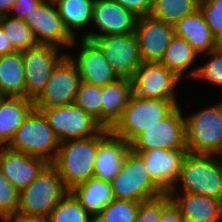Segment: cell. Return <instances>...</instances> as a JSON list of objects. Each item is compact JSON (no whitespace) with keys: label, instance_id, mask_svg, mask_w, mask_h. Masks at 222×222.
I'll use <instances>...</instances> for the list:
<instances>
[{"label":"cell","instance_id":"1","mask_svg":"<svg viewBox=\"0 0 222 222\" xmlns=\"http://www.w3.org/2000/svg\"><path fill=\"white\" fill-rule=\"evenodd\" d=\"M178 182L179 186H174L172 190L181 186L179 189L182 192L222 200V159L220 155L188 152L182 163Z\"/></svg>","mask_w":222,"mask_h":222},{"label":"cell","instance_id":"2","mask_svg":"<svg viewBox=\"0 0 222 222\" xmlns=\"http://www.w3.org/2000/svg\"><path fill=\"white\" fill-rule=\"evenodd\" d=\"M68 191L57 168L48 163L27 187L20 190L17 214L47 218Z\"/></svg>","mask_w":222,"mask_h":222},{"label":"cell","instance_id":"3","mask_svg":"<svg viewBox=\"0 0 222 222\" xmlns=\"http://www.w3.org/2000/svg\"><path fill=\"white\" fill-rule=\"evenodd\" d=\"M97 148L98 133L88 138L60 143L52 164L68 190L93 177Z\"/></svg>","mask_w":222,"mask_h":222},{"label":"cell","instance_id":"4","mask_svg":"<svg viewBox=\"0 0 222 222\" xmlns=\"http://www.w3.org/2000/svg\"><path fill=\"white\" fill-rule=\"evenodd\" d=\"M177 105V99H145L132 94L121 118L110 131L131 143L142 131L163 119Z\"/></svg>","mask_w":222,"mask_h":222},{"label":"cell","instance_id":"5","mask_svg":"<svg viewBox=\"0 0 222 222\" xmlns=\"http://www.w3.org/2000/svg\"><path fill=\"white\" fill-rule=\"evenodd\" d=\"M60 141L38 109H33L16 130L8 147L52 163L56 158Z\"/></svg>","mask_w":222,"mask_h":222},{"label":"cell","instance_id":"6","mask_svg":"<svg viewBox=\"0 0 222 222\" xmlns=\"http://www.w3.org/2000/svg\"><path fill=\"white\" fill-rule=\"evenodd\" d=\"M185 124L190 153H222V100L186 116Z\"/></svg>","mask_w":222,"mask_h":222},{"label":"cell","instance_id":"7","mask_svg":"<svg viewBox=\"0 0 222 222\" xmlns=\"http://www.w3.org/2000/svg\"><path fill=\"white\" fill-rule=\"evenodd\" d=\"M114 199L142 201L164 191L151 179L143 159L132 150L122 163L121 169L110 181Z\"/></svg>","mask_w":222,"mask_h":222},{"label":"cell","instance_id":"8","mask_svg":"<svg viewBox=\"0 0 222 222\" xmlns=\"http://www.w3.org/2000/svg\"><path fill=\"white\" fill-rule=\"evenodd\" d=\"M182 112L179 105L175 106L163 119L142 131L130 143L131 150L188 149L185 115Z\"/></svg>","mask_w":222,"mask_h":222},{"label":"cell","instance_id":"9","mask_svg":"<svg viewBox=\"0 0 222 222\" xmlns=\"http://www.w3.org/2000/svg\"><path fill=\"white\" fill-rule=\"evenodd\" d=\"M35 109L42 112L60 143L91 137L103 128L75 103Z\"/></svg>","mask_w":222,"mask_h":222},{"label":"cell","instance_id":"10","mask_svg":"<svg viewBox=\"0 0 222 222\" xmlns=\"http://www.w3.org/2000/svg\"><path fill=\"white\" fill-rule=\"evenodd\" d=\"M61 48L52 44H38L22 51L25 97L35 100L51 77L54 67L67 55Z\"/></svg>","mask_w":222,"mask_h":222},{"label":"cell","instance_id":"11","mask_svg":"<svg viewBox=\"0 0 222 222\" xmlns=\"http://www.w3.org/2000/svg\"><path fill=\"white\" fill-rule=\"evenodd\" d=\"M89 40L100 49L119 78L131 79L143 63L135 33L92 37Z\"/></svg>","mask_w":222,"mask_h":222},{"label":"cell","instance_id":"12","mask_svg":"<svg viewBox=\"0 0 222 222\" xmlns=\"http://www.w3.org/2000/svg\"><path fill=\"white\" fill-rule=\"evenodd\" d=\"M31 28L38 44L75 47L77 40L66 31L53 0H42L23 19Z\"/></svg>","mask_w":222,"mask_h":222},{"label":"cell","instance_id":"13","mask_svg":"<svg viewBox=\"0 0 222 222\" xmlns=\"http://www.w3.org/2000/svg\"><path fill=\"white\" fill-rule=\"evenodd\" d=\"M80 81L77 66L66 55L54 67L44 89L33 101L34 107H53L74 103Z\"/></svg>","mask_w":222,"mask_h":222},{"label":"cell","instance_id":"14","mask_svg":"<svg viewBox=\"0 0 222 222\" xmlns=\"http://www.w3.org/2000/svg\"><path fill=\"white\" fill-rule=\"evenodd\" d=\"M180 81L159 62H143L131 78L133 95L145 99H178L175 89Z\"/></svg>","mask_w":222,"mask_h":222},{"label":"cell","instance_id":"15","mask_svg":"<svg viewBox=\"0 0 222 222\" xmlns=\"http://www.w3.org/2000/svg\"><path fill=\"white\" fill-rule=\"evenodd\" d=\"M144 162L151 179L164 191L170 192L177 181L188 149H161L133 151Z\"/></svg>","mask_w":222,"mask_h":222},{"label":"cell","instance_id":"16","mask_svg":"<svg viewBox=\"0 0 222 222\" xmlns=\"http://www.w3.org/2000/svg\"><path fill=\"white\" fill-rule=\"evenodd\" d=\"M138 16L123 8L113 0H95L93 5L92 24L99 32H86L82 38L91 39L107 35L132 34L135 32Z\"/></svg>","mask_w":222,"mask_h":222},{"label":"cell","instance_id":"17","mask_svg":"<svg viewBox=\"0 0 222 222\" xmlns=\"http://www.w3.org/2000/svg\"><path fill=\"white\" fill-rule=\"evenodd\" d=\"M134 33L143 62H159L174 36V28L148 15L138 17Z\"/></svg>","mask_w":222,"mask_h":222},{"label":"cell","instance_id":"18","mask_svg":"<svg viewBox=\"0 0 222 222\" xmlns=\"http://www.w3.org/2000/svg\"><path fill=\"white\" fill-rule=\"evenodd\" d=\"M77 57L67 53L78 68L81 81L97 86H105L115 82L119 76L112 70L110 64L100 49L89 39L82 38Z\"/></svg>","mask_w":222,"mask_h":222},{"label":"cell","instance_id":"19","mask_svg":"<svg viewBox=\"0 0 222 222\" xmlns=\"http://www.w3.org/2000/svg\"><path fill=\"white\" fill-rule=\"evenodd\" d=\"M130 150L128 141L115 136L110 129L102 128L98 132L93 177L110 182L121 169Z\"/></svg>","mask_w":222,"mask_h":222},{"label":"cell","instance_id":"20","mask_svg":"<svg viewBox=\"0 0 222 222\" xmlns=\"http://www.w3.org/2000/svg\"><path fill=\"white\" fill-rule=\"evenodd\" d=\"M47 164L43 158L0 146V169L19 191L27 187Z\"/></svg>","mask_w":222,"mask_h":222},{"label":"cell","instance_id":"21","mask_svg":"<svg viewBox=\"0 0 222 222\" xmlns=\"http://www.w3.org/2000/svg\"><path fill=\"white\" fill-rule=\"evenodd\" d=\"M176 191L171 190L169 193L179 206L185 222L222 221V200L187 192L177 195Z\"/></svg>","mask_w":222,"mask_h":222},{"label":"cell","instance_id":"22","mask_svg":"<svg viewBox=\"0 0 222 222\" xmlns=\"http://www.w3.org/2000/svg\"><path fill=\"white\" fill-rule=\"evenodd\" d=\"M173 28L174 35L184 38L199 56L204 53L206 55L220 44L213 36L199 9L176 21Z\"/></svg>","mask_w":222,"mask_h":222},{"label":"cell","instance_id":"23","mask_svg":"<svg viewBox=\"0 0 222 222\" xmlns=\"http://www.w3.org/2000/svg\"><path fill=\"white\" fill-rule=\"evenodd\" d=\"M132 94V82L128 78L101 87L103 128L111 129L121 118Z\"/></svg>","mask_w":222,"mask_h":222},{"label":"cell","instance_id":"24","mask_svg":"<svg viewBox=\"0 0 222 222\" xmlns=\"http://www.w3.org/2000/svg\"><path fill=\"white\" fill-rule=\"evenodd\" d=\"M33 100L26 97L0 98V146H8L16 130L34 109Z\"/></svg>","mask_w":222,"mask_h":222},{"label":"cell","instance_id":"25","mask_svg":"<svg viewBox=\"0 0 222 222\" xmlns=\"http://www.w3.org/2000/svg\"><path fill=\"white\" fill-rule=\"evenodd\" d=\"M198 56L199 54L184 38L174 35L159 63L167 67L181 80L183 77L194 79L198 67L191 68V71L187 70H190L189 68L195 63Z\"/></svg>","mask_w":222,"mask_h":222},{"label":"cell","instance_id":"26","mask_svg":"<svg viewBox=\"0 0 222 222\" xmlns=\"http://www.w3.org/2000/svg\"><path fill=\"white\" fill-rule=\"evenodd\" d=\"M69 191L93 218L114 199L110 182L95 177Z\"/></svg>","mask_w":222,"mask_h":222},{"label":"cell","instance_id":"27","mask_svg":"<svg viewBox=\"0 0 222 222\" xmlns=\"http://www.w3.org/2000/svg\"><path fill=\"white\" fill-rule=\"evenodd\" d=\"M0 95L25 97L22 51L0 56Z\"/></svg>","mask_w":222,"mask_h":222},{"label":"cell","instance_id":"28","mask_svg":"<svg viewBox=\"0 0 222 222\" xmlns=\"http://www.w3.org/2000/svg\"><path fill=\"white\" fill-rule=\"evenodd\" d=\"M66 31L78 40L75 30L86 29L92 23L93 5L95 0H53ZM74 30V31H73Z\"/></svg>","mask_w":222,"mask_h":222},{"label":"cell","instance_id":"29","mask_svg":"<svg viewBox=\"0 0 222 222\" xmlns=\"http://www.w3.org/2000/svg\"><path fill=\"white\" fill-rule=\"evenodd\" d=\"M199 9V0H154L150 16L174 24Z\"/></svg>","mask_w":222,"mask_h":222},{"label":"cell","instance_id":"30","mask_svg":"<svg viewBox=\"0 0 222 222\" xmlns=\"http://www.w3.org/2000/svg\"><path fill=\"white\" fill-rule=\"evenodd\" d=\"M0 26L16 51H24L38 45L31 28L23 19L3 15Z\"/></svg>","mask_w":222,"mask_h":222},{"label":"cell","instance_id":"31","mask_svg":"<svg viewBox=\"0 0 222 222\" xmlns=\"http://www.w3.org/2000/svg\"><path fill=\"white\" fill-rule=\"evenodd\" d=\"M47 218L49 222H94V218L70 191L51 210Z\"/></svg>","mask_w":222,"mask_h":222},{"label":"cell","instance_id":"32","mask_svg":"<svg viewBox=\"0 0 222 222\" xmlns=\"http://www.w3.org/2000/svg\"><path fill=\"white\" fill-rule=\"evenodd\" d=\"M139 202L113 199L94 217V222H134Z\"/></svg>","mask_w":222,"mask_h":222},{"label":"cell","instance_id":"33","mask_svg":"<svg viewBox=\"0 0 222 222\" xmlns=\"http://www.w3.org/2000/svg\"><path fill=\"white\" fill-rule=\"evenodd\" d=\"M101 86L80 81L74 103L102 126Z\"/></svg>","mask_w":222,"mask_h":222},{"label":"cell","instance_id":"34","mask_svg":"<svg viewBox=\"0 0 222 222\" xmlns=\"http://www.w3.org/2000/svg\"><path fill=\"white\" fill-rule=\"evenodd\" d=\"M207 56L211 58L198 67L194 78L222 87V44L208 52Z\"/></svg>","mask_w":222,"mask_h":222},{"label":"cell","instance_id":"35","mask_svg":"<svg viewBox=\"0 0 222 222\" xmlns=\"http://www.w3.org/2000/svg\"><path fill=\"white\" fill-rule=\"evenodd\" d=\"M20 191L4 176L0 169V219L17 214Z\"/></svg>","mask_w":222,"mask_h":222},{"label":"cell","instance_id":"36","mask_svg":"<svg viewBox=\"0 0 222 222\" xmlns=\"http://www.w3.org/2000/svg\"><path fill=\"white\" fill-rule=\"evenodd\" d=\"M171 199L169 192H163L158 196L140 201L134 222H158L163 207Z\"/></svg>","mask_w":222,"mask_h":222},{"label":"cell","instance_id":"37","mask_svg":"<svg viewBox=\"0 0 222 222\" xmlns=\"http://www.w3.org/2000/svg\"><path fill=\"white\" fill-rule=\"evenodd\" d=\"M199 10L213 36L222 44V0H199Z\"/></svg>","mask_w":222,"mask_h":222},{"label":"cell","instance_id":"38","mask_svg":"<svg viewBox=\"0 0 222 222\" xmlns=\"http://www.w3.org/2000/svg\"><path fill=\"white\" fill-rule=\"evenodd\" d=\"M125 9L132 11L136 16H148L154 5V0H113Z\"/></svg>","mask_w":222,"mask_h":222},{"label":"cell","instance_id":"39","mask_svg":"<svg viewBox=\"0 0 222 222\" xmlns=\"http://www.w3.org/2000/svg\"><path fill=\"white\" fill-rule=\"evenodd\" d=\"M158 222H185L179 206L173 199L163 207Z\"/></svg>","mask_w":222,"mask_h":222},{"label":"cell","instance_id":"40","mask_svg":"<svg viewBox=\"0 0 222 222\" xmlns=\"http://www.w3.org/2000/svg\"><path fill=\"white\" fill-rule=\"evenodd\" d=\"M41 1L42 0H16L8 15L15 18L24 19L26 14H29ZM13 12L16 14H13Z\"/></svg>","mask_w":222,"mask_h":222},{"label":"cell","instance_id":"41","mask_svg":"<svg viewBox=\"0 0 222 222\" xmlns=\"http://www.w3.org/2000/svg\"><path fill=\"white\" fill-rule=\"evenodd\" d=\"M16 52L6 33L0 26V56Z\"/></svg>","mask_w":222,"mask_h":222},{"label":"cell","instance_id":"42","mask_svg":"<svg viewBox=\"0 0 222 222\" xmlns=\"http://www.w3.org/2000/svg\"><path fill=\"white\" fill-rule=\"evenodd\" d=\"M2 222H49V220L46 217H27L16 214L3 219Z\"/></svg>","mask_w":222,"mask_h":222},{"label":"cell","instance_id":"43","mask_svg":"<svg viewBox=\"0 0 222 222\" xmlns=\"http://www.w3.org/2000/svg\"><path fill=\"white\" fill-rule=\"evenodd\" d=\"M16 0H0V12L3 15H8L12 5Z\"/></svg>","mask_w":222,"mask_h":222},{"label":"cell","instance_id":"44","mask_svg":"<svg viewBox=\"0 0 222 222\" xmlns=\"http://www.w3.org/2000/svg\"><path fill=\"white\" fill-rule=\"evenodd\" d=\"M3 18V14L0 12V21L2 20Z\"/></svg>","mask_w":222,"mask_h":222}]
</instances>
